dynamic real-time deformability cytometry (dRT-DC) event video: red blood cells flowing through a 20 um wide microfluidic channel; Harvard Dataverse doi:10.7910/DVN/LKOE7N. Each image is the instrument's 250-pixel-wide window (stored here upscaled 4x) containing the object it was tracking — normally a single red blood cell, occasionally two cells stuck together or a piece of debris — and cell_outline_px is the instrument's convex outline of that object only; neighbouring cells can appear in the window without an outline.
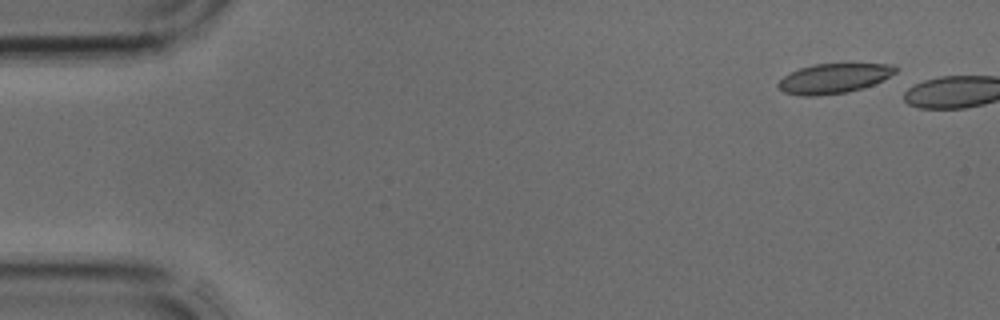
{"species": "common noctule bat (a hibernating species)", "species_latin": "Nyctalus noctula", "temperature_condition": "cold", "stored_images_in_passage": 2, "camera_frame_rate_fps": 3000, "um_per_image_px": 0.085, "animal": {"sex": "male", "body_mass_g": 17.9, "forearm_length_mm": 54.2}, "frame": {"image": 1, "passage_image": 1, "time_ms": 0.0, "image_size_px": [1000, 320], "cell_outline_px": [[896, 72], [864, 88], [848, 92], [816, 96], [804, 96], [784, 92], [776, 84], [784, 76], [800, 68], [816, 64], [892, 64], [896, 68]], "centroid_in_image_um": [70.84, 6.67], "position_along_channel_um": 14.2, "area_um2": 20.0}}